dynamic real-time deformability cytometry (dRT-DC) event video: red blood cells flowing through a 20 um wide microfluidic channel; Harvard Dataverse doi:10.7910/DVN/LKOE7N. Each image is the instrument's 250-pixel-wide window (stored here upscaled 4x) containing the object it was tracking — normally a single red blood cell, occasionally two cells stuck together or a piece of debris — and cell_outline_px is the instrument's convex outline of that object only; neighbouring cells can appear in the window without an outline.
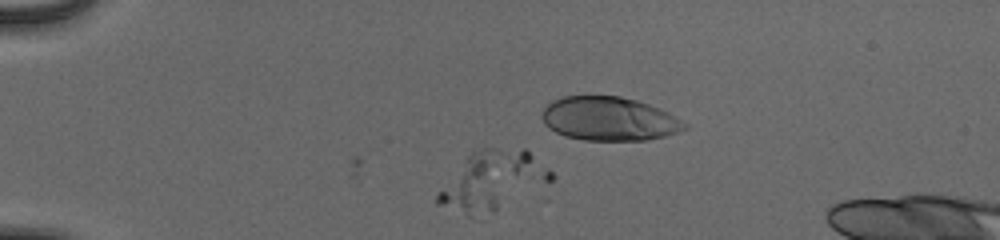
{"species": "human", "species_latin": "Homo sapiens", "temperature_condition": "cold", "stored_images_in_passage": 13, "camera_frame_rate_fps": 3000, "um_per_image_px": 0.085, "donor": {"sex": "male"}, "frame": {"image": 1, "passage_image": 1, "time_ms": 0.0, "image_size_px": [1000, 240], "cell_outline_px": [[532, 156], [496, 208], [472, 216], [468, 216], [436, 204], [436, 192], [468, 156], [472, 152], [484, 148], [524, 148]], "centroid_in_image_um": [41.0, 15.32], "position_along_channel_um": 44.0, "area_um2": 29.65}}
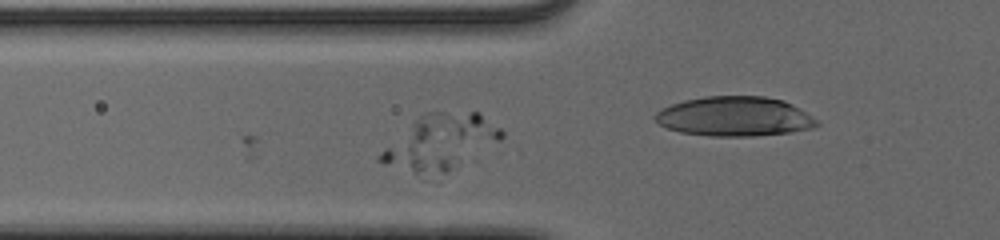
{"frame": {"image": 2, "passage_image": 8, "time_ms": 2.333, "image_size_px": [1000, 240], "cell_outline_px": [[504, 136], [500, 140], [444, 172], [416, 172], [384, 164], [376, 160], [376, 156], [384, 148], [424, 112], [480, 112], [500, 128], [504, 132]], "centroid_in_image_um": [37.43, 12.02], "position_along_channel_um": 88.4, "area_um2": 37.34}}
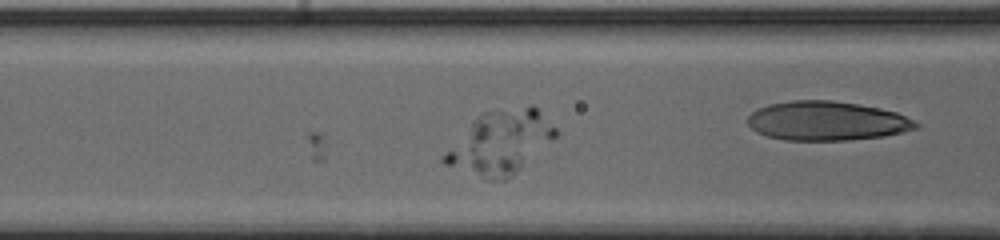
{"frame": {"image": 3, "passage_image": 11, "time_ms": 3.333, "image_size_px": [1000, 240], "cell_outline_px": [[556, 136], [512, 176], [504, 180], [484, 180], [444, 164], [440, 160], [440, 156], [476, 116], [484, 112], [528, 104], [532, 104], [556, 128]], "centroid_in_image_um": [42.48, 12.11], "position_along_channel_um": 124.1, "area_um2": 40.86}}